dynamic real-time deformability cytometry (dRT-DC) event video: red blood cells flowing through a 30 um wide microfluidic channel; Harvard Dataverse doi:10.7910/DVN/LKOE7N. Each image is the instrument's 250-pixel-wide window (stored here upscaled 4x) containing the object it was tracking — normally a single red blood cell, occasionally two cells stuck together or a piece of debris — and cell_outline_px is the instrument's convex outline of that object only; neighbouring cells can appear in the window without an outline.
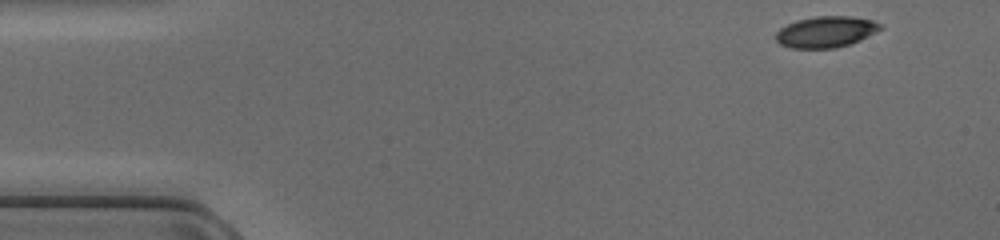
{"species": "common noctule bat (a hibernating species)", "species_latin": "Nyctalus noctula", "temperature_condition": "cold", "stored_images_in_passage": 7, "camera_frame_rate_fps": 3000, "um_per_image_px": 0.085, "animal": {"sex": "female", "body_mass_g": 17.0, "forearm_length_mm": 48.0}, "frame": {"image": 1, "passage_image": 1, "time_ms": 0.0, "image_size_px": [1000, 240], "cell_outline_px": [[884, 28], [860, 40], [836, 48], [792, 48], [780, 44], [776, 40], [776, 32], [780, 28], [796, 20], [816, 16], [852, 16], [872, 20], [884, 24]], "centroid_in_image_um": [70.23, 2.7], "position_along_channel_um": 14.8, "area_um2": 19.07}}